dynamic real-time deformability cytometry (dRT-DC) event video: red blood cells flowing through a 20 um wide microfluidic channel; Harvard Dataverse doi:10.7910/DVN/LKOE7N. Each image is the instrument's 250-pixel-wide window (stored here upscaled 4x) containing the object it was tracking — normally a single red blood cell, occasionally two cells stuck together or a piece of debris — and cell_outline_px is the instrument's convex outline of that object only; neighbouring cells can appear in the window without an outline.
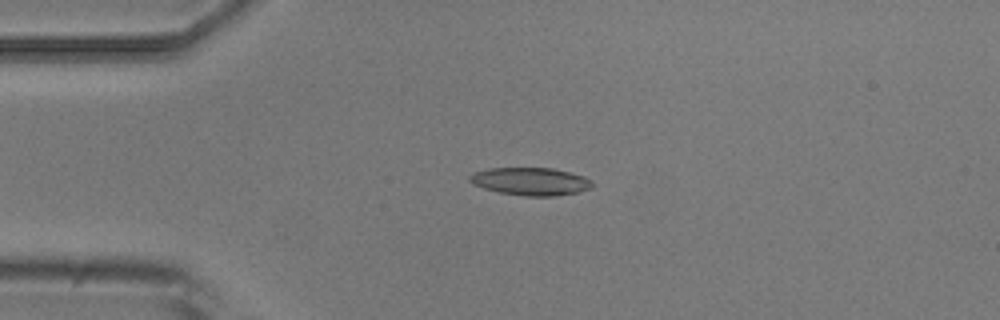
{"species": "common noctule bat (a hibernating species)", "species_latin": "Nyctalus noctula", "temperature_condition": "room temperature", "stored_images_in_passage": 5, "camera_frame_rate_fps": 3000, "um_per_image_px": 0.085, "animal": {"sex": "male", "body_mass_g": 20.5, "forearm_length_mm": 52.5}, "frame": {"image": 1, "passage_image": 4, "time_ms": 3.667, "image_size_px": [1000, 320], "cell_outline_px": [[592, 184], [588, 188], [576, 192], [552, 196], [524, 196], [500, 192], [484, 188], [472, 184], [468, 180], [468, 176], [472, 172], [488, 168], [552, 168], [584, 176], [592, 180]], "centroid_in_image_um": [45.03, 15.41], "position_along_channel_um": 40.0, "area_um2": 19.71}}